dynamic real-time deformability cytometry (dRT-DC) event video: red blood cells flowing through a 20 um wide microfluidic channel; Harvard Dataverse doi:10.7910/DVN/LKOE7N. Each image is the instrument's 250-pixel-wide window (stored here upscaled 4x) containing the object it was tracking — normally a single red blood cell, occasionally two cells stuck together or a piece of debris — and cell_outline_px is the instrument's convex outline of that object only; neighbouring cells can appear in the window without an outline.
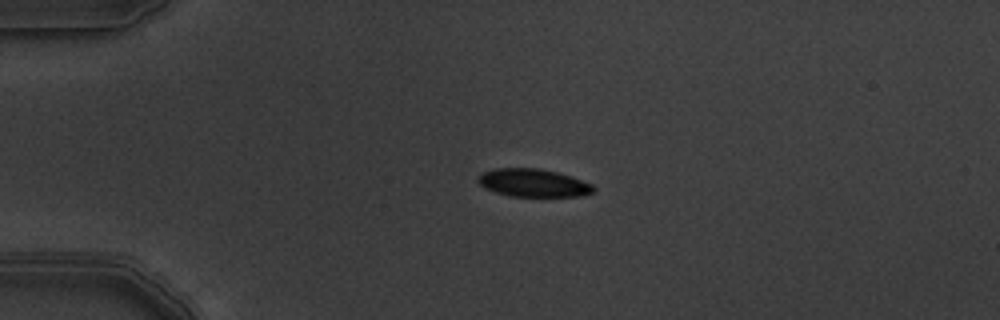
{"species": "common noctule bat (a hibernating species)", "species_latin": "Nyctalus noctula", "temperature_condition": "warm", "stored_images_in_passage": 5, "camera_frame_rate_fps": 3000, "um_per_image_px": 0.085, "animal": {"sex": "male", "body_mass_g": 19.5, "forearm_length_mm": 54.6}, "frame": {"image": 1, "passage_image": 4, "time_ms": 1.0, "image_size_px": [1000, 320], "cell_outline_px": [[596, 188], [592, 192], [584, 196], [508, 196], [484, 188], [476, 180], [484, 172], [492, 168], [540, 168], [572, 176], [592, 184]], "centroid_in_image_um": [45.33, 15.54], "position_along_channel_um": 39.7, "area_um2": 18.84}}